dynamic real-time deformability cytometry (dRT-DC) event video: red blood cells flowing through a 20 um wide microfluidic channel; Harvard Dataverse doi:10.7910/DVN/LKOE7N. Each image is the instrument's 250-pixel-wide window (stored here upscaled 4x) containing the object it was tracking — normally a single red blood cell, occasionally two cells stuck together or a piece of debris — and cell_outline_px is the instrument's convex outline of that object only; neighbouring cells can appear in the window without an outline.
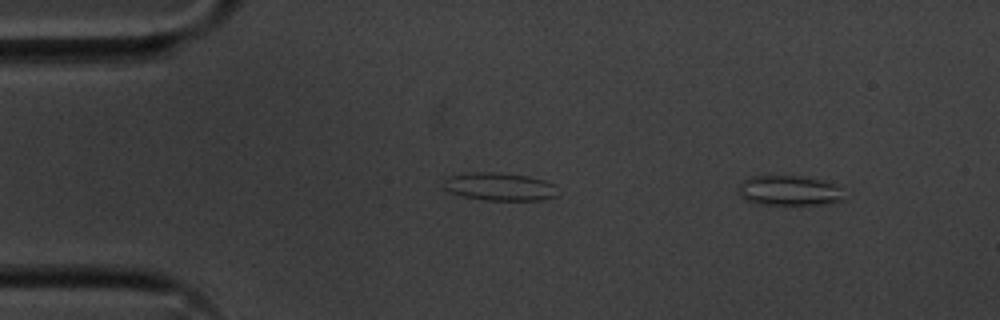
{"species": "common noctule bat (a hibernating species)", "species_latin": "Nyctalus noctula", "temperature_condition": "cold", "stored_images_in_passage": 50, "camera_frame_rate_fps": 3000, "um_per_image_px": 0.085, "animal": {"sex": "male", "body_mass_g": 20.1, "forearm_length_mm": 53.5}, "frame": {"image": 1, "passage_image": 1, "time_ms": 0.0, "image_size_px": [1000, 320], "cell_outline_px": [[844, 200], [824, 204], [752, 204], [744, 200], [736, 192], [740, 184], [744, 180], [752, 176], [800, 176], [824, 180], [840, 188]], "centroid_in_image_um": [67.01, 16.21], "position_along_channel_um": 18.0, "area_um2": 18.55}}
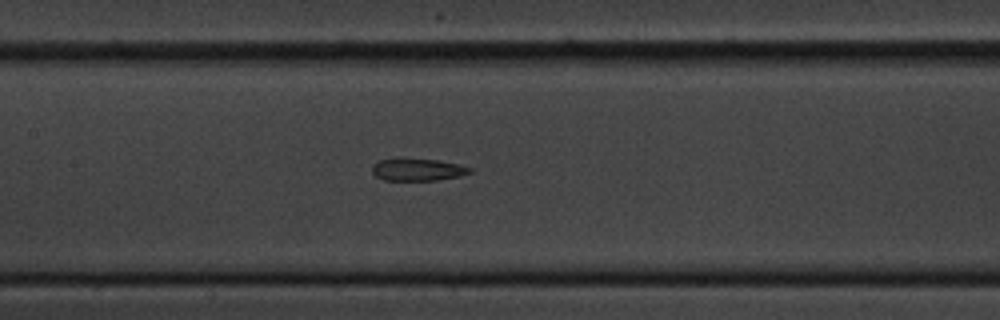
{"frame": {"image": 2, "passage_image": 21, "time_ms": 6.667, "image_size_px": [1000, 320], "cell_outline_px": [[472, 172], [460, 176], [436, 180], [384, 180], [376, 176], [372, 172], [372, 164], [380, 160], [396, 156], [440, 160], [460, 164], [472, 168]], "centroid_in_image_um": [35.47, 14.38], "position_along_channel_um": 171.9, "area_um2": 13.24}}
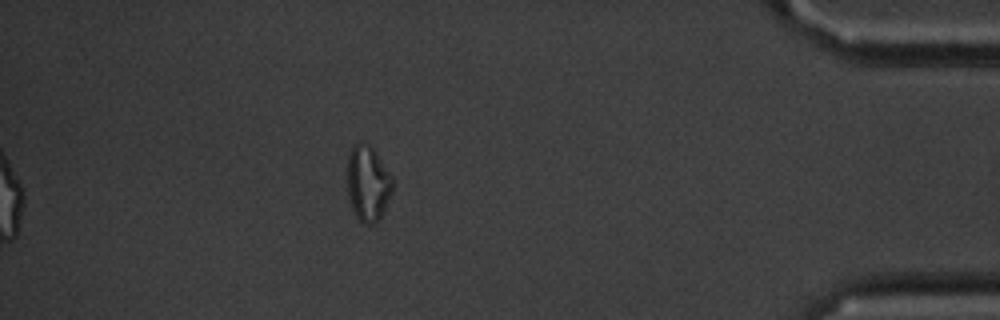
{"frame": {"image": 3, "passage_image": 44, "time_ms": 14.333, "image_size_px": [1000, 320], "cell_outline_px": [[392, 192], [376, 224], [364, 224], [356, 216], [352, 208], [348, 192], [348, 156], [352, 148], [360, 140], [368, 144], [376, 152], [392, 176]], "centroid_in_image_um": [31.27, 15.57], "position_along_channel_um": 403.9, "area_um2": 19.65}, "authors_computed_cell_mechanics": {"area_um2": 15.1725, "velocity_mm_per_s": 3.6195, "shape_relaxation_time_tau1_ms": null, "shape_relaxation_time_tau2_ms": 5.9335, "deformation_change_tau1": null, "deformation_change_tau2": 0.1472}}